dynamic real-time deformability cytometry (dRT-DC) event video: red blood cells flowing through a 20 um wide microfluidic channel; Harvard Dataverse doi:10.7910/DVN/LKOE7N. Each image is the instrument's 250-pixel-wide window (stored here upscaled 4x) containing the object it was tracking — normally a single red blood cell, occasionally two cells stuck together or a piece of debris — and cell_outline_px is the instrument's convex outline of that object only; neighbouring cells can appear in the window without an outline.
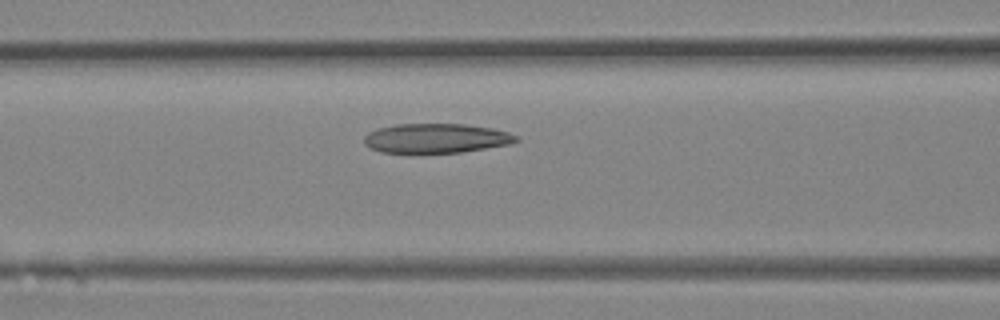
{"species": "Egyptian fruit bat (a non-hibernating species)", "species_latin": "Rousettus aegyptiacus", "temperature_condition": "room temperature", "stored_images_in_passage": 23, "camera_frame_rate_fps": 3000, "um_per_image_px": 0.085, "animal": {"sex": "female"}, "frame": {"image": 1, "passage_image": 7, "time_ms": 2.0, "image_size_px": [1000, 320], "cell_outline_px": [[520, 140], [508, 144], [460, 152], [380, 152], [364, 144], [364, 136], [368, 132], [380, 128], [396, 124], [464, 124], [492, 128], [508, 132], [516, 136]], "centroid_in_image_um": [37.05, 11.74], "position_along_channel_um": 129.5, "area_um2": 25.72}}
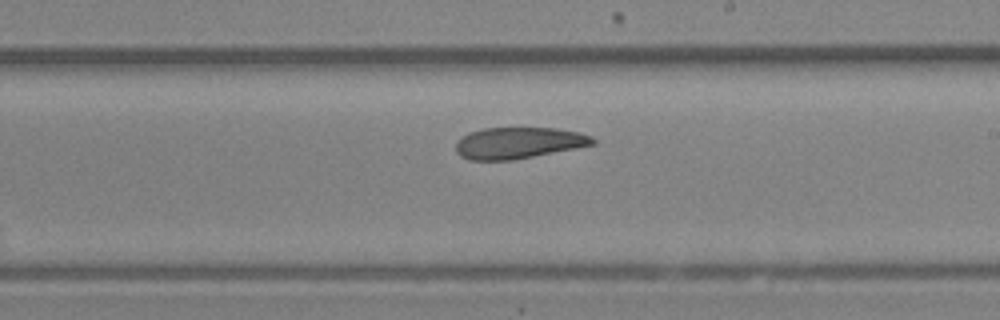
{"frame": {"image": 2, "passage_image": 13, "time_ms": 4.0, "image_size_px": [1000, 320], "cell_outline_px": [[596, 144], [512, 160], [468, 160], [460, 156], [456, 152], [456, 140], [460, 136], [468, 132], [484, 128], [556, 128], [580, 132], [592, 136], [596, 140]], "centroid_in_image_um": [44.04, 12.14], "position_along_channel_um": 245.0, "area_um2": 25.2}}
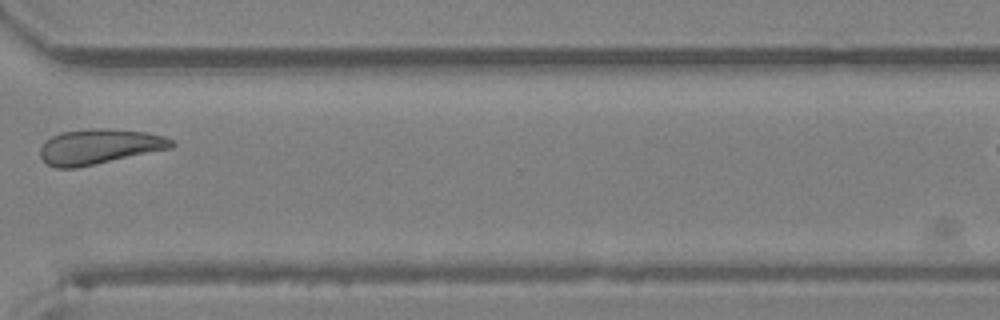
{"frame": {"image": 3, "passage_image": 19, "time_ms": 6.0, "image_size_px": [1000, 320], "cell_outline_px": [[176, 144], [172, 148], [76, 168], [56, 168], [48, 164], [40, 156], [40, 148], [44, 140], [60, 132], [92, 128], [104, 128], [144, 132], [164, 136], [172, 140]], "centroid_in_image_um": [8.41, 12.45], "position_along_channel_um": 362.2, "area_um2": 26.88}}